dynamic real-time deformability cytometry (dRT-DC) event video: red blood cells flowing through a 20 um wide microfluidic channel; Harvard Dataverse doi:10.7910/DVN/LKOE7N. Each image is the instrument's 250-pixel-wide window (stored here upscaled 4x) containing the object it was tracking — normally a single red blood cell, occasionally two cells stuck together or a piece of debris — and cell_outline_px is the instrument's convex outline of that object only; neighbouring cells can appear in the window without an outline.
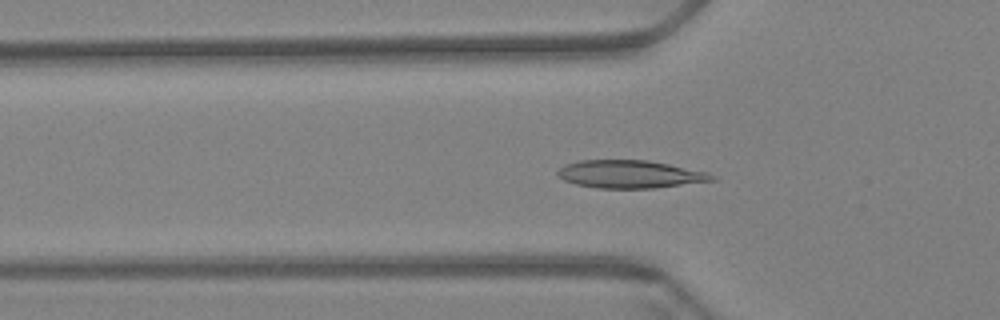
{"species": "Egyptian fruit bat (a non-hibernating species)", "species_latin": "Rousettus aegyptiacus", "temperature_condition": "warm", "stored_images_in_passage": 60, "camera_frame_rate_fps": 3000, "um_per_image_px": 0.085, "animal": {"sex": "female"}, "frame": {"image": 1, "passage_image": 20, "time_ms": 6.333, "image_size_px": [1000, 320], "cell_outline_px": [[716, 180], [656, 188], [596, 188], [576, 184], [564, 180], [556, 176], [556, 172], [564, 164], [580, 160], [648, 160], [668, 164], [704, 172], [716, 176]], "centroid_in_image_um": [53.49, 14.81], "position_along_channel_um": 72.3, "area_um2": 24.97}}
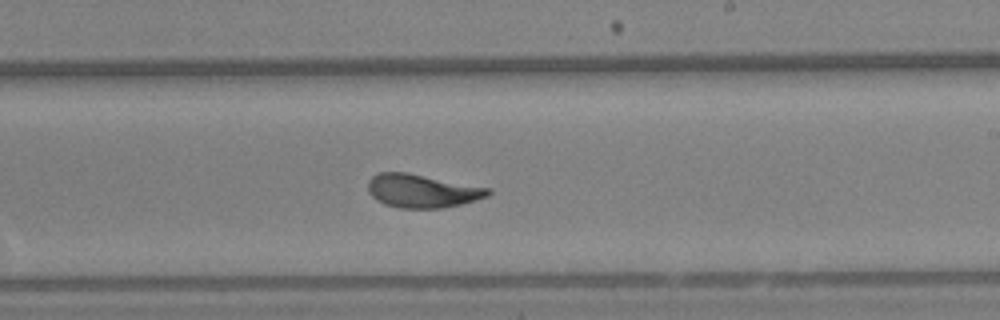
{"frame": {"image": 2, "passage_image": 36, "time_ms": 11.667, "image_size_px": [1000, 320], "cell_outline_px": [[492, 192], [488, 196], [476, 200], [460, 204], [440, 208], [400, 208], [384, 204], [372, 196], [368, 192], [368, 180], [372, 176], [380, 172], [408, 172], [492, 188]], "centroid_in_image_um": [35.9, 16.21], "position_along_channel_um": 253.1, "area_um2": 23.52}}
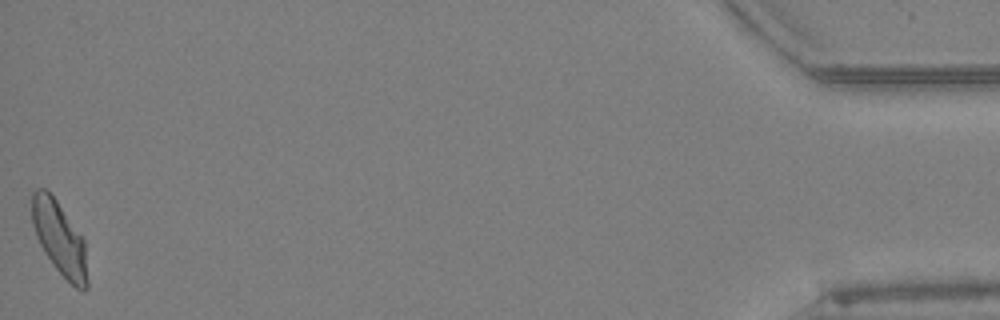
{"frame": {"image": 3, "passage_image": 60, "time_ms": 19.667, "image_size_px": [1000, 320], "cell_outline_px": [[88, 288], [84, 292], [76, 288], [56, 268], [44, 252], [36, 236], [32, 224], [32, 192], [36, 188], [44, 188], [56, 200], [84, 240], [88, 280]], "centroid_in_image_um": [5.06, 20.28], "position_along_channel_um": 430.1, "area_um2": 23.41}, "authors_computed_cell_mechanics": {"area_um2": 23.6402, "velocity_mm_per_s": 3.4027, "shape_relaxation_time_tau1_ms": 4.1925, "shape_relaxation_time_tau2_ms": 0.8775, "deformation_change_tau1": 0.145, "deformation_change_tau2": 0.0683}}